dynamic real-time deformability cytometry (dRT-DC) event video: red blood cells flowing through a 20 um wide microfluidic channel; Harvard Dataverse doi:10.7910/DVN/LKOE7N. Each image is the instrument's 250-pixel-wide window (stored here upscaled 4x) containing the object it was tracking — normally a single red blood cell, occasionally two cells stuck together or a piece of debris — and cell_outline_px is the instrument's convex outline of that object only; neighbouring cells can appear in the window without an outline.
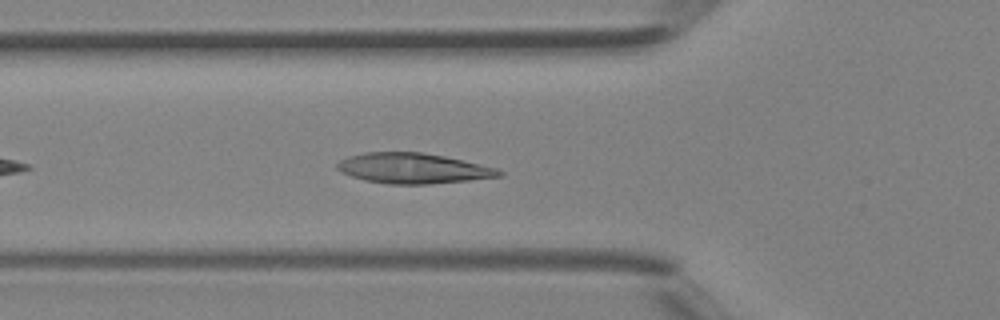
{"species": "Egyptian fruit bat (a non-hibernating species)", "species_latin": "Rousettus aegyptiacus", "temperature_condition": "room temperature", "stored_images_in_passage": 27, "camera_frame_rate_fps": 3000, "um_per_image_px": 0.085, "animal": {"sex": "female"}, "frame": {"image": 1, "passage_image": 5, "time_ms": 1.333, "image_size_px": [1000, 320], "cell_outline_px": [[504, 176], [468, 180], [428, 184], [388, 184], [364, 180], [340, 172], [336, 168], [336, 164], [340, 160], [348, 156], [368, 152], [420, 152], [444, 156], [496, 168], [504, 172]], "centroid_in_image_um": [35.08, 14.31], "position_along_channel_um": 90.7, "area_um2": 28.5}}
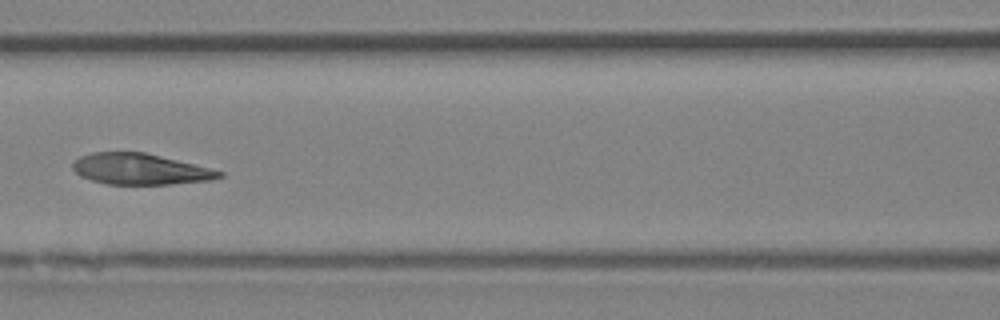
{"frame": {"image": 2, "passage_image": 9, "time_ms": 2.667, "image_size_px": [1000, 320], "cell_outline_px": [[224, 176], [212, 180], [168, 184], [108, 184], [92, 180], [80, 176], [72, 168], [72, 164], [80, 156], [92, 152], [144, 152], [224, 172]], "centroid_in_image_um": [11.88, 14.37], "position_along_channel_um": 154.7, "area_um2": 26.13}}
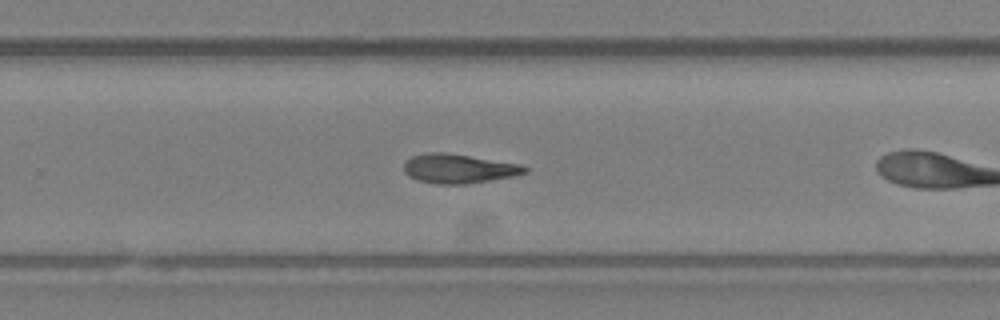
{"frame": {"image": 3, "passage_image": 15, "time_ms": 4.667, "image_size_px": [1000, 320], "cell_outline_px": [[528, 172], [512, 176], [468, 184], [436, 184], [420, 180], [404, 172], [404, 160], [412, 156], [428, 152], [444, 152], [520, 164], [528, 168]], "centroid_in_image_um": [38.98, 14.33], "position_along_channel_um": 290.8, "area_um2": 20.4}}